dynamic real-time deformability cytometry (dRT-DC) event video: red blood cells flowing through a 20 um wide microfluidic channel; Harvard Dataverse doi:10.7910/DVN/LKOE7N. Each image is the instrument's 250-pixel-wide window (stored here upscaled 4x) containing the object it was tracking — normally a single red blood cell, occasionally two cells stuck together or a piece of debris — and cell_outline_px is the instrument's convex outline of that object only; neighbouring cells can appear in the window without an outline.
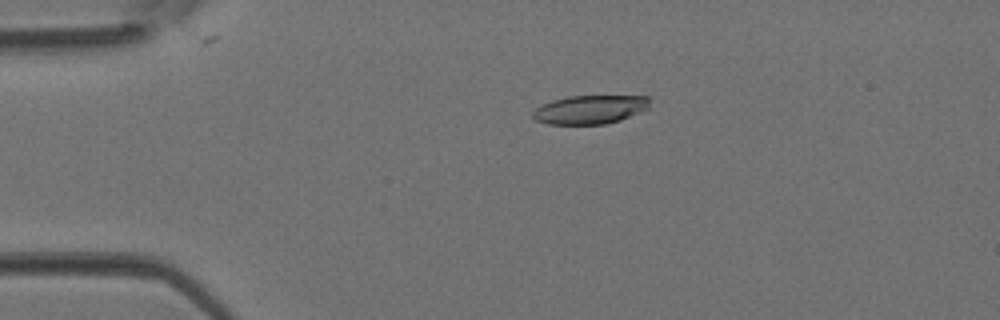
{"species": "Egyptian fruit bat (a non-hibernating species)", "species_latin": "Rousettus aegyptiacus", "temperature_condition": "room temperature", "stored_images_in_passage": 2, "camera_frame_rate_fps": 3000, "um_per_image_px": 0.085, "animal": {"sex": "female"}, "frame": {"image": 1, "passage_image": 1, "time_ms": 0.0, "image_size_px": [1000, 320], "cell_outline_px": [[648, 108], [640, 112], [620, 120], [604, 124], [548, 124], [536, 120], [532, 116], [532, 112], [536, 108], [552, 100], [568, 96], [648, 96]], "centroid_in_image_um": [50.13, 9.31], "position_along_channel_um": 34.9, "area_um2": 19.36}}